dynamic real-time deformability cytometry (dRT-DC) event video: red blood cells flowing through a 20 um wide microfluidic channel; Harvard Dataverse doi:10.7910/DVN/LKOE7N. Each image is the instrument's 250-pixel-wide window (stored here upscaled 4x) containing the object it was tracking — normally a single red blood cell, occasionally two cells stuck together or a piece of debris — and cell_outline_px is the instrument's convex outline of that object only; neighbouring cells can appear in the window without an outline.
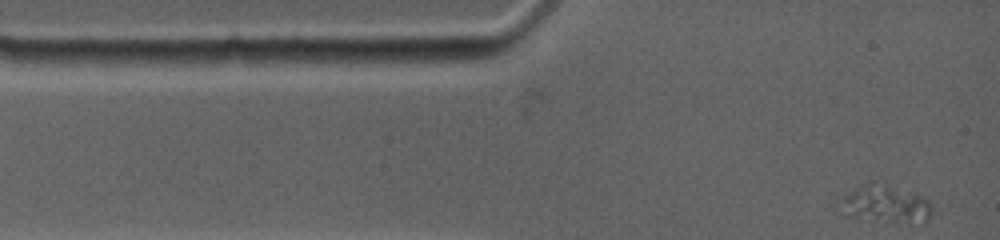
{"species": "common noctule bat (a hibernating species)", "species_latin": "Nyctalus noctula", "temperature_condition": "warm", "stored_images_in_passage": 6, "camera_frame_rate_fps": 4500, "um_per_image_px": 0.085, "animal": {"sex": "female", "body_mass_g": 19.0, "forearm_length_mm": 53.3}, "frame": {"image": 1, "passage_image": 1, "time_ms": 0.0, "image_size_px": [1000, 240], "cell_outline_px": [[940, 212], [924, 224], [888, 224], [844, 216], [836, 204], [836, 200], [860, 184], [868, 180], [924, 196]], "centroid_in_image_um": [75.31, 17.42], "position_along_channel_um": 9.7, "area_um2": 22.08}}